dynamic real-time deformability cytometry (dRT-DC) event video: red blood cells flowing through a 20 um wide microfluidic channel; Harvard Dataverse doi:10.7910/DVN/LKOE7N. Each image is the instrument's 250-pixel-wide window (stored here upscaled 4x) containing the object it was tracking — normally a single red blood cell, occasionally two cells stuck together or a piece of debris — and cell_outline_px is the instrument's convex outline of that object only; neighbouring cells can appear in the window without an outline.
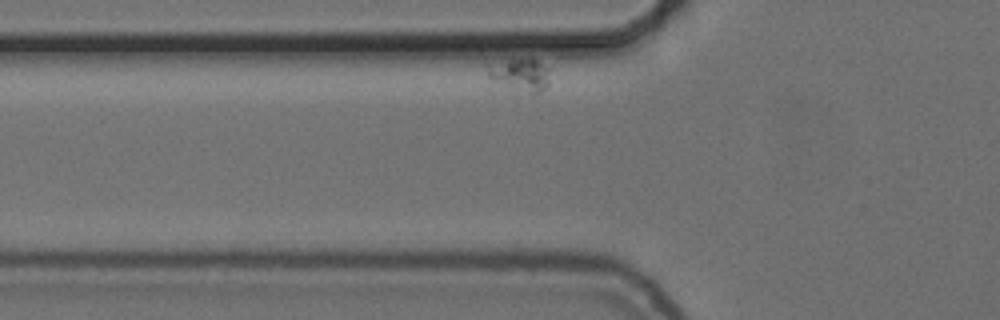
{"species": "common noctule bat (a hibernating species)", "species_latin": "Nyctalus noctula", "temperature_condition": "cold", "stored_images_in_passage": 34, "segment_of_instrument_passage": [1, 2], "camera_frame_rate_fps": 3000, "um_per_image_px": 0.085, "animal": {"sex": "female", "body_mass_g": 24.6, "forearm_length_mm": 56.2}, "frame": {"image": 1, "passage_image": 5, "time_ms": 1.333, "image_size_px": [1000, 320], "cell_outline_px": [[548, 84], [540, 92], [532, 96], [492, 80], [488, 76], [484, 68], [484, 64], [532, 56], [548, 68]], "centroid_in_image_um": [44.19, 6.33], "position_along_channel_um": 81.6, "area_um2": 12.31}}
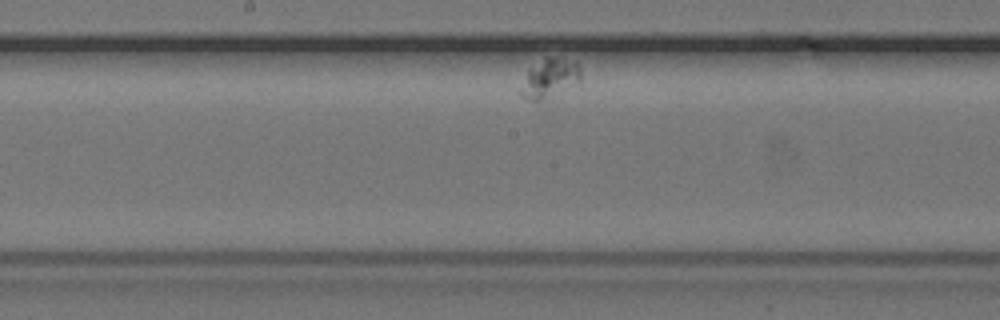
{"frame": {"image": 2, "passage_image": 22, "time_ms": 7.0, "image_size_px": [1000, 320], "cell_outline_px": [[580, 80], [540, 100], [528, 100], [520, 96], [516, 92], [528, 68], [544, 56], [548, 56], [576, 60], [580, 64]], "centroid_in_image_um": [46.63, 6.59], "position_along_channel_um": 201.6, "area_um2": 13.81}}
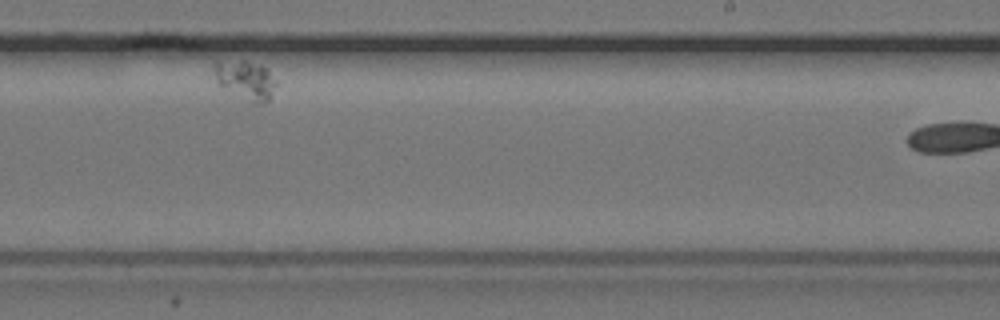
{"frame": {"image": 3, "passage_image": 30, "time_ms": 9.667, "image_size_px": [1000, 320], "cell_outline_px": [[276, 84], [272, 96], [264, 104], [252, 104], [220, 84], [216, 80], [216, 64], [240, 60], [244, 60], [260, 64], [276, 80]], "centroid_in_image_um": [20.97, 6.85], "position_along_channel_um": 268.0, "area_um2": 13.53}}